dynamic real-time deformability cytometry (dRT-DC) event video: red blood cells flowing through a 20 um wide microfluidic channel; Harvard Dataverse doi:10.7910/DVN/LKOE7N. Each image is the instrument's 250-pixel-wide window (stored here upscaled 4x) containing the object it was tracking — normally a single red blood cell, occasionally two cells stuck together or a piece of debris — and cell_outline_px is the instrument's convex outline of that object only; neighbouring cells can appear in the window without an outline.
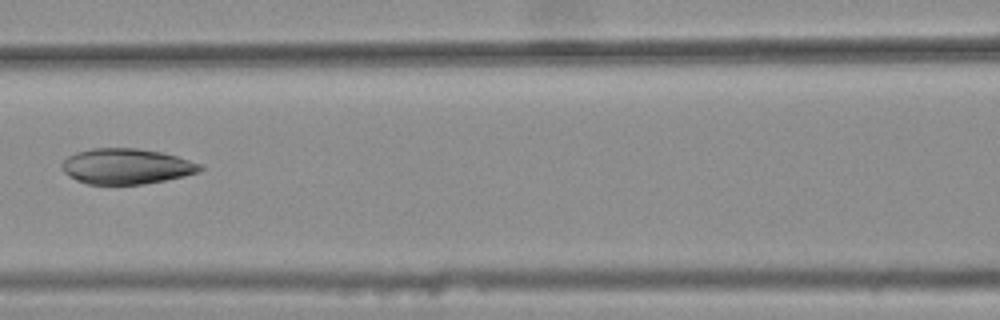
{"species": "common noctule bat (a hibernating species)", "species_latin": "Nyctalus noctula", "temperature_condition": "warm", "stored_images_in_passage": 8, "camera_frame_rate_fps": 3000, "um_per_image_px": 0.085, "animal": {"sex": "female", "body_mass_g": 25.1}, "frame": {"image": 1, "passage_image": 7, "time_ms": 2.0, "image_size_px": [1000, 320], "cell_outline_px": [[204, 168], [200, 172], [184, 176], [144, 184], [88, 184], [76, 180], [68, 176], [64, 172], [60, 164], [68, 156], [76, 152], [92, 148], [136, 148], [160, 152], [176, 156], [200, 164]], "centroid_in_image_um": [10.72, 14.14], "position_along_channel_um": 155.9, "area_um2": 28.55}}
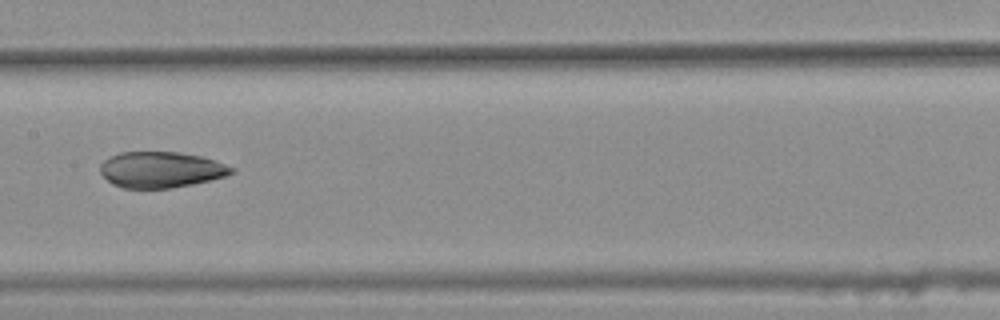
{"frame": {"image": 2, "passage_image": 8, "time_ms": 2.333, "image_size_px": [1000, 320], "cell_outline_px": [[236, 172], [224, 176], [192, 184], [172, 188], [124, 188], [112, 184], [100, 172], [100, 164], [104, 160], [120, 152], [180, 152], [200, 156], [236, 168]], "centroid_in_image_um": [13.67, 14.42], "position_along_channel_um": 193.7, "area_um2": 27.34}}